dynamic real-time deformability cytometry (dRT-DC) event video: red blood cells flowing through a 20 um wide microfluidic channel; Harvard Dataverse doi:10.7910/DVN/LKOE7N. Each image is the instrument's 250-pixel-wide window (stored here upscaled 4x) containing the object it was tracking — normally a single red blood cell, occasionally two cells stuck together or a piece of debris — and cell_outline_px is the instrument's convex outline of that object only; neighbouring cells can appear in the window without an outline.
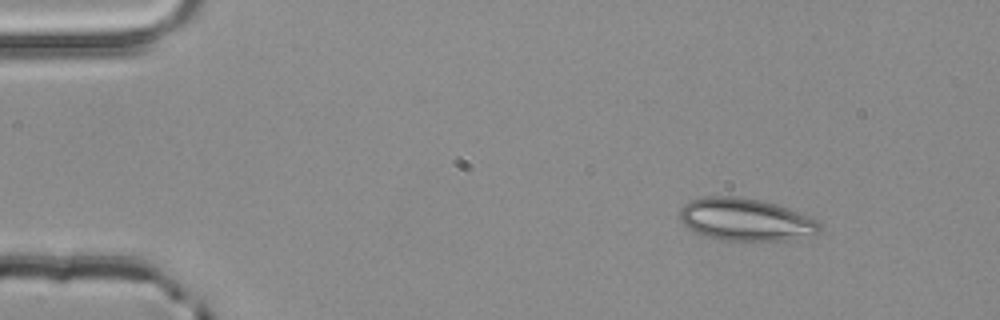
{"species": "common noctule bat (a hibernating species)", "species_latin": "Nyctalus noctula", "temperature_condition": "room temperature", "stored_images_in_passage": 3, "camera_frame_rate_fps": 3000, "um_per_image_px": 0.085, "animal": {"sex": "male", "body_mass_g": 20.4}, "frame": {"image": 1, "passage_image": 1, "time_ms": 0.0, "image_size_px": [1000, 320], "cell_outline_px": [[820, 232], [796, 240], [724, 240], [704, 236], [696, 232], [684, 224], [680, 220], [680, 208], [684, 204], [692, 200], [704, 196], [736, 196], [760, 200], [776, 204], [804, 212], [812, 216], [820, 224]], "centroid_in_image_um": [63.43, 18.66], "position_along_channel_um": 21.6, "area_um2": 34.91}}